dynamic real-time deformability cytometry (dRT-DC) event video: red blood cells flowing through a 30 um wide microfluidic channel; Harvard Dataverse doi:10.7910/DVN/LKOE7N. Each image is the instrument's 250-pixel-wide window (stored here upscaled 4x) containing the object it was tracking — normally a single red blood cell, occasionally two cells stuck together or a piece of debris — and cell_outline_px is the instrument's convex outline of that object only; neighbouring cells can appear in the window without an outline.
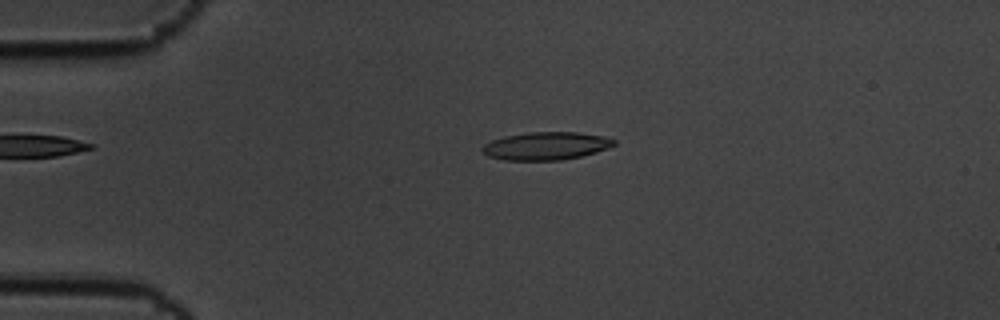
{"species": "common noctule bat (a hibernating species)", "species_latin": "Nyctalus noctula", "temperature_condition": "cold", "stored_images_in_passage": 58, "camera_frame_rate_fps": 3000, "um_per_image_px": 0.085, "animal": {"sex": "male", "body_mass_g": 19.5, "forearm_length_mm": 54.6}, "frame": {"image": 1, "passage_image": 13, "time_ms": 4.0, "image_size_px": [1000, 320], "cell_outline_px": [[616, 144], [608, 148], [596, 152], [580, 156], [560, 160], [504, 160], [488, 156], [480, 148], [484, 144], [492, 140], [504, 136], [528, 132], [576, 132], [604, 136], [616, 140]], "centroid_in_image_um": [46.41, 12.4], "position_along_channel_um": 38.6, "area_um2": 21.39}}
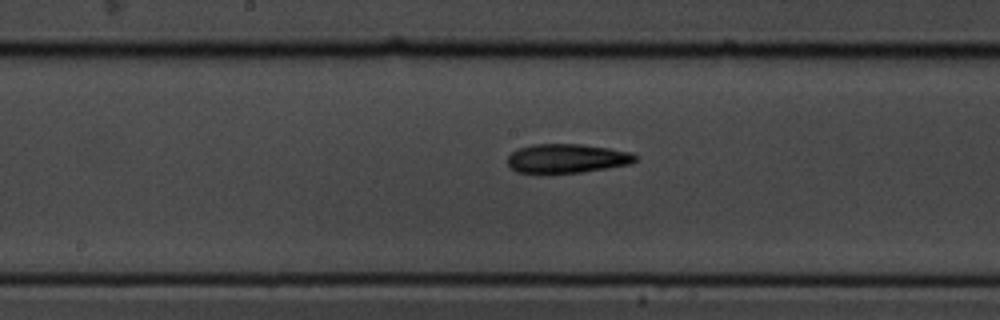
{"frame": {"image": 2, "passage_image": 30, "time_ms": 9.667, "image_size_px": [1000, 320], "cell_outline_px": [[636, 160], [632, 164], [608, 168], [580, 172], [540, 176], [516, 172], [508, 164], [508, 156], [512, 152], [520, 148], [532, 144], [580, 144], [608, 148], [632, 152], [636, 156]], "centroid_in_image_um": [48.14, 13.51], "position_along_channel_um": 200.1, "area_um2": 22.31}}
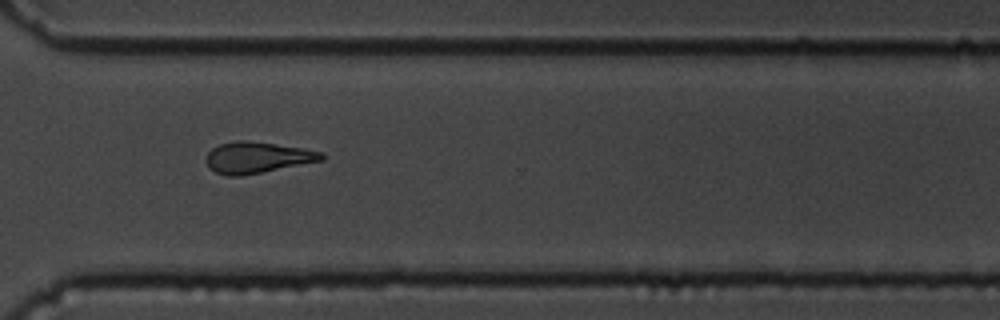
{"frame": {"image": 3, "passage_image": 43, "time_ms": 14.0, "image_size_px": [1000, 320], "cell_outline_px": [[324, 160], [240, 176], [228, 176], [216, 172], [208, 168], [208, 152], [212, 148], [220, 144], [236, 140], [248, 140], [304, 148], [324, 152]], "centroid_in_image_um": [21.89, 13.38], "position_along_channel_um": 348.7, "area_um2": 20.87}, "authors_computed_cell_mechanics": {"area_um2": 20.8658, "velocity_mm_per_s": 3.4342, "shape_relaxation_time_tau1_ms": 5.777, "shape_relaxation_time_tau2_ms": 3.6682, "deformation_change_tau1": 0.1571, "deformation_change_tau2": 0.1255}}